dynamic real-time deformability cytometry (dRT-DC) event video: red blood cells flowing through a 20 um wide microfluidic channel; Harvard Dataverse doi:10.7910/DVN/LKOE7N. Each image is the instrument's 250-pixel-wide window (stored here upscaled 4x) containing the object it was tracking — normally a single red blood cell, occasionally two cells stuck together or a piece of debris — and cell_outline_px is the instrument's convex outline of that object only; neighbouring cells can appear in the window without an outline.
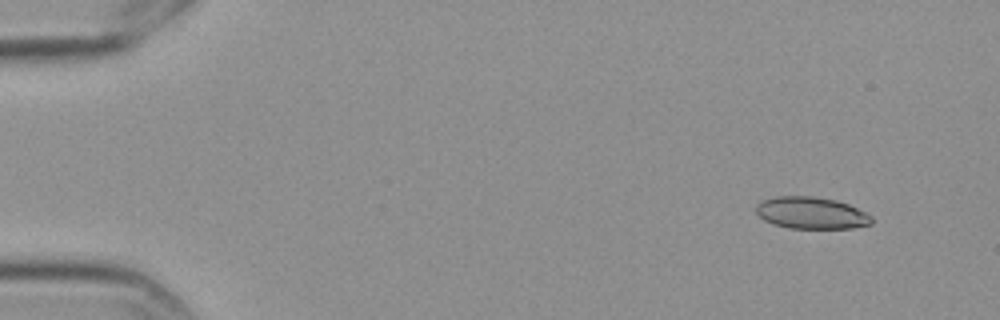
{"species": "Egyptian fruit bat (a non-hibernating species)", "species_latin": "Rousettus aegyptiacus", "temperature_condition": "cold", "stored_images_in_passage": 4, "camera_frame_rate_fps": 3000, "um_per_image_px": 0.085, "frame": {"image": 1, "passage_image": 1, "time_ms": 0.0, "image_size_px": [1000, 320], "cell_outline_px": [[872, 224], [852, 228], [788, 228], [772, 224], [764, 220], [756, 212], [756, 204], [764, 200], [776, 196], [812, 196], [836, 200], [848, 204], [872, 216]], "centroid_in_image_um": [68.95, 18.1], "position_along_channel_um": 16.1, "area_um2": 21.44}}